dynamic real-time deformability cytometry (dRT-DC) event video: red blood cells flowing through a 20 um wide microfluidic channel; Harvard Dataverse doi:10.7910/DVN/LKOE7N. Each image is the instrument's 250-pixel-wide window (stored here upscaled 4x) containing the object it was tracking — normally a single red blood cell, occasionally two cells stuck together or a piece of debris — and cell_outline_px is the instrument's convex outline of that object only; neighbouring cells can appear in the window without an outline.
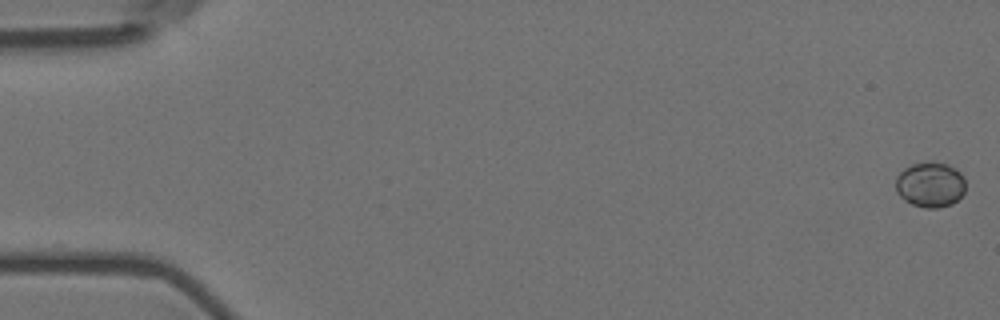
{"species": "Egyptian fruit bat (a non-hibernating species)", "species_latin": "Rousettus aegyptiacus", "temperature_condition": "room temperature", "stored_images_in_passage": 18, "camera_frame_rate_fps": 3000, "um_per_image_px": 0.085, "animal": {"sex": "female"}, "frame": {"image": 1, "passage_image": 1, "time_ms": 0.0, "image_size_px": [1000, 320], "cell_outline_px": [[964, 192], [952, 204], [936, 208], [924, 208], [912, 204], [904, 200], [896, 192], [896, 176], [904, 168], [912, 164], [928, 160], [932, 160], [948, 164], [956, 168], [964, 176]], "centroid_in_image_um": [79.06, 15.66], "position_along_channel_um": 5.9, "area_um2": 18.73}}
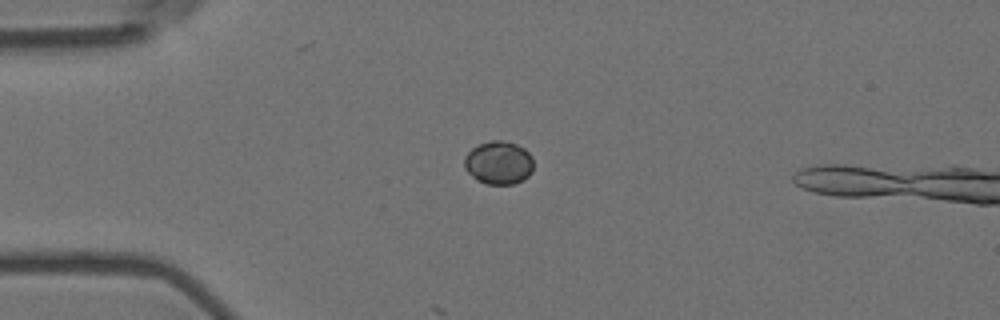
{"frame": {"image": 2, "passage_image": 15, "time_ms": 4.667, "image_size_px": [1000, 320], "cell_outline_px": [[532, 172], [524, 180], [512, 184], [488, 184], [476, 180], [464, 168], [464, 156], [472, 148], [480, 144], [492, 140], [504, 140], [516, 144], [524, 148], [532, 156]], "centroid_in_image_um": [42.38, 13.83], "position_along_channel_um": 42.6, "area_um2": 17.51}}